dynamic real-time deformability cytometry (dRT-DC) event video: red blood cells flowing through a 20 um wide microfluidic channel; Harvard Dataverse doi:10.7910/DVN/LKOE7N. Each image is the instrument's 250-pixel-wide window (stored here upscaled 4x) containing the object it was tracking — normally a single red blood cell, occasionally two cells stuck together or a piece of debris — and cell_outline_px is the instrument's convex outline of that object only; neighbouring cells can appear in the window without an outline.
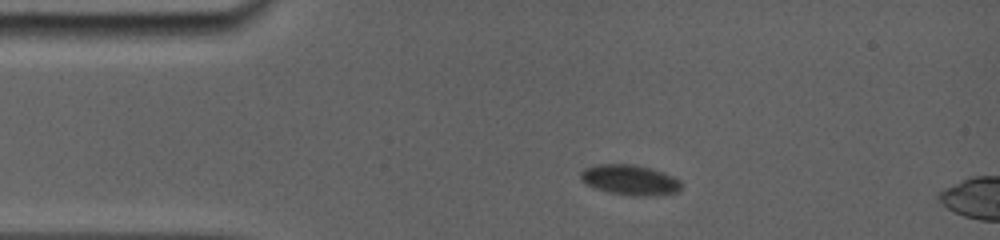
{"species": "common noctule bat (a hibernating species)", "species_latin": "Nyctalus noctula", "temperature_condition": "room temperature", "stored_images_in_passage": 7, "camera_frame_rate_fps": 5000, "um_per_image_px": 0.085, "animal": {"sex": "female", "body_mass_g": 19.0, "forearm_length_mm": 56.7}, "frame": {"image": 1, "passage_image": 5, "time_ms": 3.2, "image_size_px": [1000, 240], "cell_outline_px": [[680, 188], [676, 192], [656, 196], [632, 196], [612, 192], [596, 188], [580, 180], [580, 172], [584, 168], [596, 164], [636, 164], [652, 168], [664, 172], [680, 180]], "centroid_in_image_um": [53.55, 15.28], "position_along_channel_um": 31.5, "area_um2": 17.8}}